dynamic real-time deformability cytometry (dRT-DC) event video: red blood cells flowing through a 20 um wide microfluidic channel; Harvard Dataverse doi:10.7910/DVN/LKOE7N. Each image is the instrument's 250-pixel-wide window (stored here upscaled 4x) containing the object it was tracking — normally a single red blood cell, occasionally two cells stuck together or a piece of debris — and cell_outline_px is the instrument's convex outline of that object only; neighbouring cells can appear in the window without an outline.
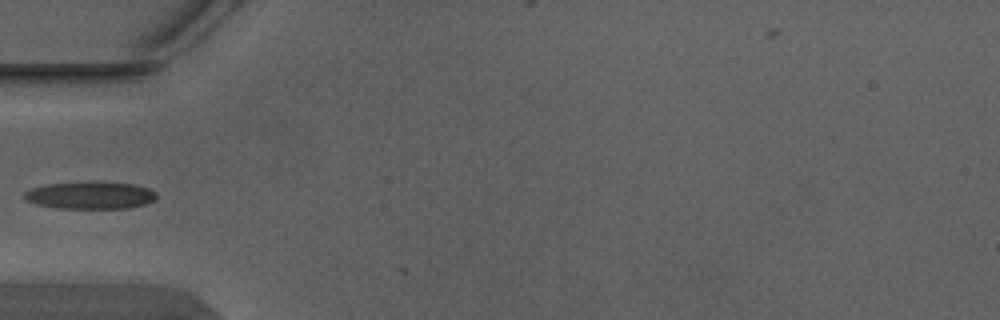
{"species": "Egyptian fruit bat (a non-hibernating species)", "species_latin": "Rousettus aegyptiacus", "temperature_condition": "warm", "stored_images_in_passage": 3, "camera_frame_rate_fps": 3000, "um_per_image_px": 0.085, "animal": {"sex": "male"}, "frame": {"image": 1, "passage_image": 3, "time_ms": 0.667, "image_size_px": [1000, 320], "cell_outline_px": [[156, 200], [144, 204], [128, 208], [56, 208], [36, 204], [24, 200], [24, 192], [32, 188], [48, 184], [132, 184], [148, 188], [156, 192]], "centroid_in_image_um": [7.66, 16.64], "position_along_channel_um": 77.3, "area_um2": 20.17}}